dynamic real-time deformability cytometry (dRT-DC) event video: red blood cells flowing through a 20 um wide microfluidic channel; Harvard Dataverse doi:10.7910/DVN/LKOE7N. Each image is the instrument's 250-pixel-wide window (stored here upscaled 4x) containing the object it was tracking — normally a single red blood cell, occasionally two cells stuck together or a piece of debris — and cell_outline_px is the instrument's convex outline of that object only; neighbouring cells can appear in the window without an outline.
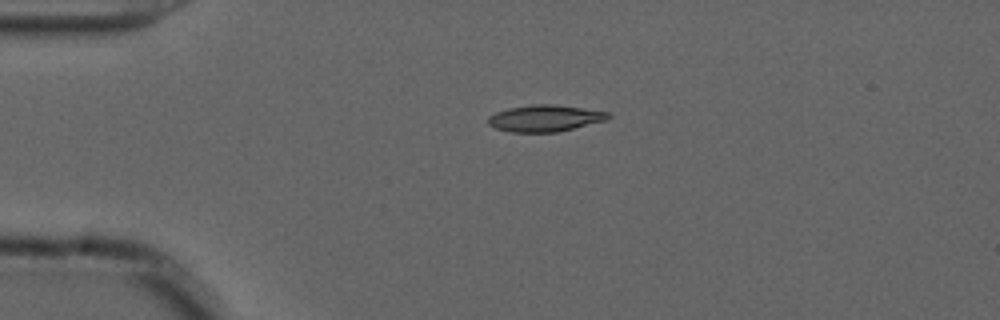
{"species": "common noctule bat (a hibernating species)", "species_latin": "Nyctalus noctula", "temperature_condition": "cold", "stored_images_in_passage": 43, "camera_frame_rate_fps": 3000, "um_per_image_px": 0.085, "animal": {"sex": "male", "forearm_length_mm": 52.5}, "frame": {"image": 1, "passage_image": 1, "time_ms": 0.0, "image_size_px": [1000, 320], "cell_outline_px": [[612, 116], [608, 120], [556, 132], [512, 132], [496, 128], [488, 124], [488, 116], [496, 112], [508, 108], [532, 104], [556, 104], [612, 112]], "centroid_in_image_um": [46.37, 10.04], "position_along_channel_um": 38.6, "area_um2": 18.79}}
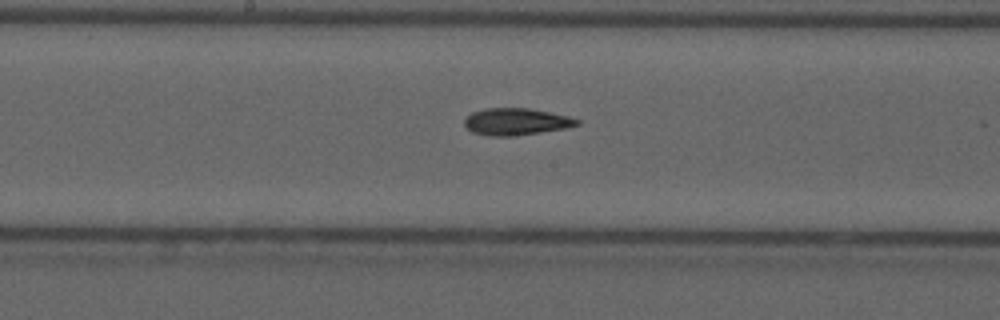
{"frame": {"image": 2, "passage_image": 17, "time_ms": 5.333, "image_size_px": [1000, 320], "cell_outline_px": [[580, 124], [564, 128], [540, 132], [508, 136], [488, 136], [472, 132], [464, 124], [464, 120], [472, 112], [484, 108], [528, 108], [568, 116], [580, 120]], "centroid_in_image_um": [43.84, 10.33], "position_along_channel_um": 204.4, "area_um2": 17.46}}
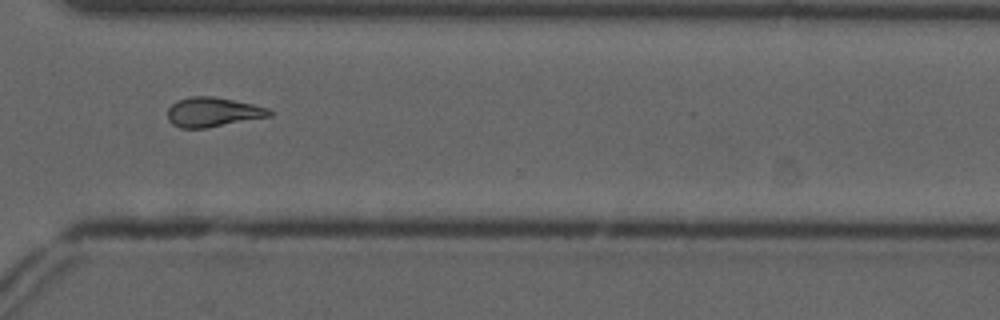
{"frame": {"image": 3, "passage_image": 29, "time_ms": 9.333, "image_size_px": [1000, 320], "cell_outline_px": [[272, 116], [208, 128], [180, 128], [172, 124], [168, 120], [168, 108], [176, 100], [192, 96], [212, 96], [252, 104], [268, 108], [272, 112]], "centroid_in_image_um": [18.08, 9.54], "position_along_channel_um": 352.5, "area_um2": 17.57}, "authors_computed_cell_mechanics": {"area_um2": 17.5712, "velocity_mm_per_s": 3.7141, "shape_relaxation_time_tau1_ms": null, "shape_relaxation_time_tau2_ms": 4.9521, "deformation_change_tau1": null, "deformation_change_tau2": 0.1227}}